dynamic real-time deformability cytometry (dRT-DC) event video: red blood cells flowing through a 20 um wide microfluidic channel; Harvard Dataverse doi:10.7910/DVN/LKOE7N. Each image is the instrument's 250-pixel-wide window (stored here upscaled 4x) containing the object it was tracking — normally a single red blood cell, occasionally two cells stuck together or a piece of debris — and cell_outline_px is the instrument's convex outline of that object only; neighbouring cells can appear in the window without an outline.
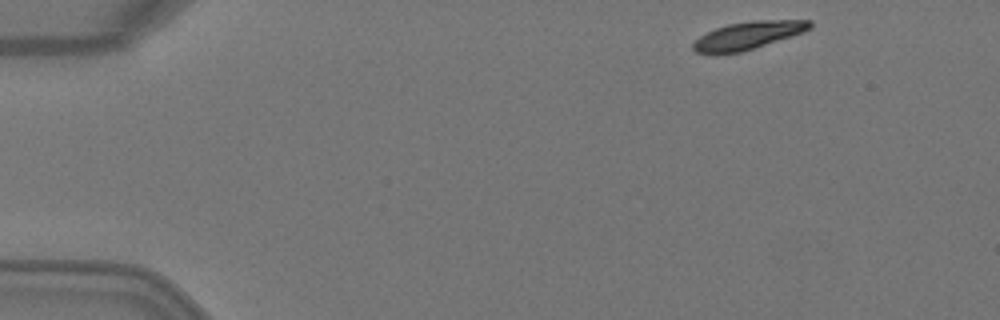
{"species": "Egyptian fruit bat (a non-hibernating species)", "species_latin": "Rousettus aegyptiacus", "temperature_condition": "warm", "stored_images_in_passage": 5, "camera_frame_rate_fps": 3000, "um_per_image_px": 0.085, "animal": {"sex": "female"}, "frame": {"image": 1, "passage_image": 1, "time_ms": 0.0, "image_size_px": [1000, 320], "cell_outline_px": [[812, 28], [804, 32], [740, 52], [716, 56], [696, 52], [692, 48], [692, 44], [700, 36], [716, 28], [728, 24], [752, 20], [812, 20]], "centroid_in_image_um": [63.55, 3.03], "position_along_channel_um": 21.5, "area_um2": 19.02}}
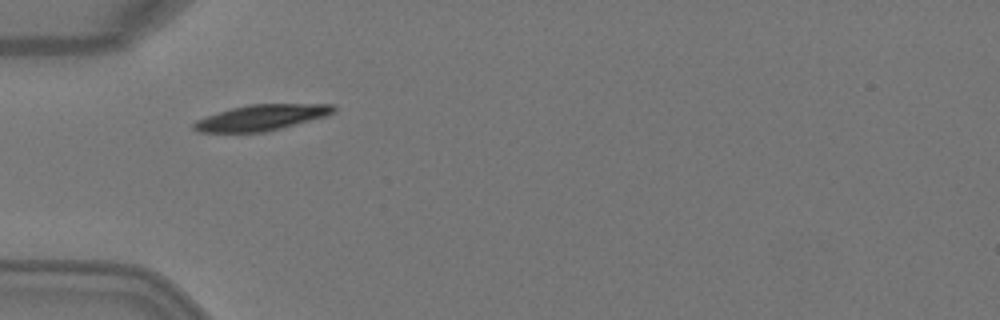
{"frame": {"image": 2, "passage_image": 3, "time_ms": 0.667, "image_size_px": [1000, 320], "cell_outline_px": [[336, 112], [324, 116], [280, 128], [264, 132], [196, 132], [192, 128], [192, 124], [196, 120], [232, 108], [248, 104], [332, 104], [336, 108]], "centroid_in_image_um": [22.2, 9.99], "position_along_channel_um": 62.8, "area_um2": 20.69}}
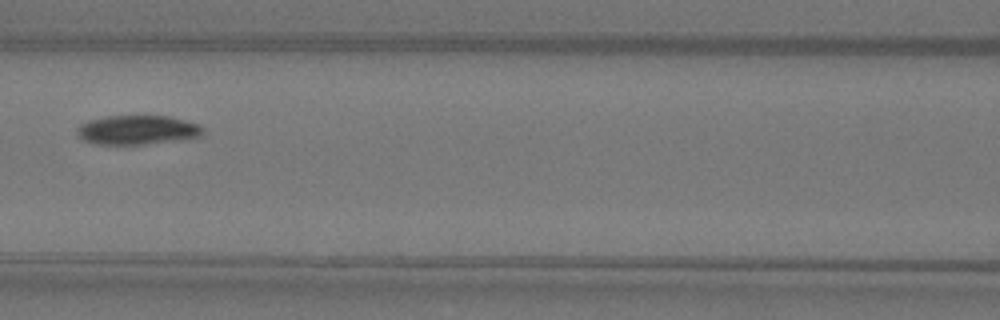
{"frame": {"image": 3, "passage_image": 5, "time_ms": 1.333, "image_size_px": [1000, 320], "cell_outline_px": [[204, 132], [200, 136], [180, 140], [144, 144], [96, 144], [84, 140], [76, 132], [76, 128], [80, 124], [88, 120], [108, 116], [168, 116], [200, 124], [204, 128]], "centroid_in_image_um": [11.69, 11.04], "position_along_channel_um": 154.9, "area_um2": 21.44}}